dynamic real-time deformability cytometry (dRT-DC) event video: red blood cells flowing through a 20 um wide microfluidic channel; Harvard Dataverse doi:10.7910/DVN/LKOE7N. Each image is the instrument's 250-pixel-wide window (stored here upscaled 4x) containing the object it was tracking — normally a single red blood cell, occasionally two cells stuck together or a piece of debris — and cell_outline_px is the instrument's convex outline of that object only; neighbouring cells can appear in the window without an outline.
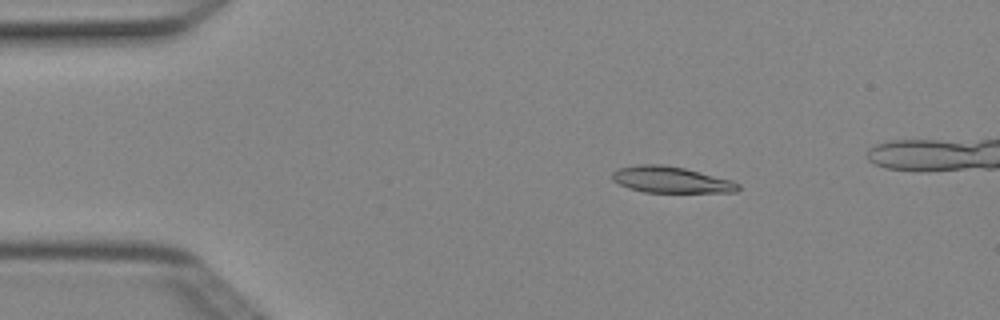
{"species": "Egyptian fruit bat (a non-hibernating species)", "species_latin": "Rousettus aegyptiacus", "temperature_condition": "cold", "stored_images_in_passage": 4, "camera_frame_rate_fps": 3000, "um_per_image_px": 0.085, "animal": {"sex": "female"}, "frame": {"image": 1, "passage_image": 2, "time_ms": 0.333, "image_size_px": [1000, 320], "cell_outline_px": [[740, 188], [736, 192], [644, 192], [628, 188], [612, 180], [612, 172], [616, 168], [640, 164], [664, 164], [684, 168], [732, 180], [740, 184]], "centroid_in_image_um": [57.01, 15.27], "position_along_channel_um": 28.0, "area_um2": 19.36}}